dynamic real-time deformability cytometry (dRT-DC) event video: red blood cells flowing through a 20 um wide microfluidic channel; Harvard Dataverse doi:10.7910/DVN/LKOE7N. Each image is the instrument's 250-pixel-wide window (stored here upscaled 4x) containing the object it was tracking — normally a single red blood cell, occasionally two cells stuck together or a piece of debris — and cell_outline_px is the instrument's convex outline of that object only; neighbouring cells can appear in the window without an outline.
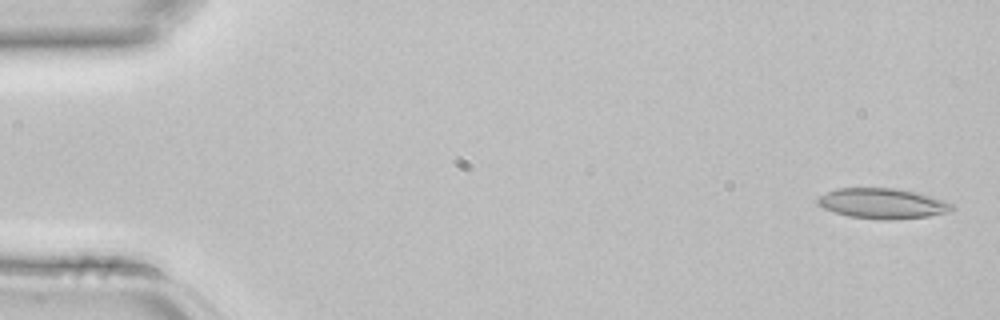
{"species": "common noctule bat (a hibernating species)", "species_latin": "Nyctalus noctula", "temperature_condition": "room temperature", "stored_images_in_passage": 4, "camera_frame_rate_fps": 3000, "um_per_image_px": 0.085, "animal": {"sex": "female", "body_mass_g": 22.7, "forearm_length_mm": 54.2}, "frame": {"image": 1, "passage_image": 1, "time_ms": 0.0, "image_size_px": [1000, 320], "cell_outline_px": [[956, 208], [944, 212], [928, 216], [892, 220], [884, 220], [848, 216], [824, 208], [816, 200], [820, 196], [836, 188], [892, 188], [920, 192], [944, 200], [952, 204]], "centroid_in_image_um": [75.04, 17.29], "position_along_channel_um": 10.0, "area_um2": 23.58}}